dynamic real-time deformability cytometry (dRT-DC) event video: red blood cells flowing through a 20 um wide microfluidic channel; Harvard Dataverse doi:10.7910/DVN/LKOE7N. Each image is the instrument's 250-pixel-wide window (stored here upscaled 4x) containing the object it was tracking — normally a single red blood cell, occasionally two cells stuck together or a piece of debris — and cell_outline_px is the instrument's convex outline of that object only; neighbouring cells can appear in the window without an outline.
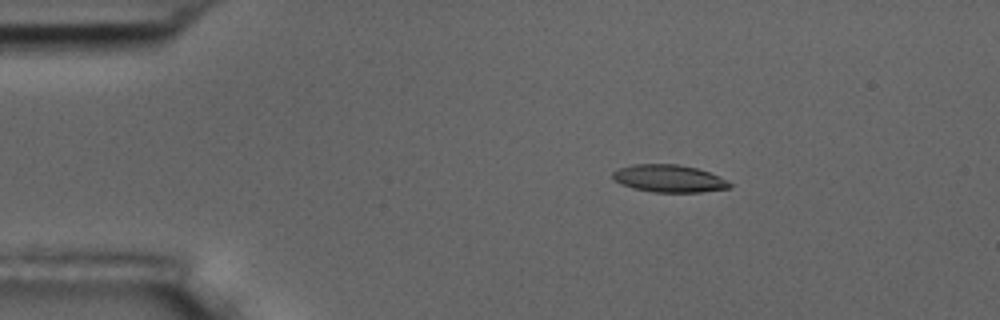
{"species": "common noctule bat (a hibernating species)", "species_latin": "Nyctalus noctula", "temperature_condition": "room temperature", "stored_images_in_passage": 4, "camera_frame_rate_fps": 3000, "um_per_image_px": 0.085, "animal": {"sex": "male", "body_mass_g": 17.5, "forearm_length_mm": 52.3}, "frame": {"image": 1, "passage_image": 3, "time_ms": 2.333, "image_size_px": [1000, 320], "cell_outline_px": [[732, 184], [728, 188], [700, 192], [652, 192], [632, 188], [620, 184], [612, 176], [612, 172], [616, 168], [632, 164], [676, 164], [696, 168], [708, 172]], "centroid_in_image_um": [56.77, 15.17], "position_along_channel_um": 28.2, "area_um2": 18.55}}
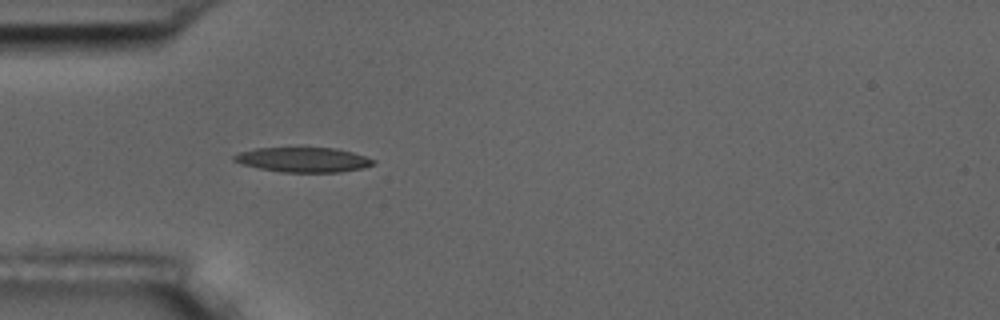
{"frame": {"image": 2, "passage_image": 4, "time_ms": 4.667, "image_size_px": [1000, 320], "cell_outline_px": [[376, 164], [364, 168], [340, 172], [280, 172], [260, 168], [244, 164], [232, 160], [232, 156], [240, 152], [256, 148], [336, 148], [352, 152], [376, 160]], "centroid_in_image_um": [25.81, 13.58], "position_along_channel_um": 59.2, "area_um2": 20.06}}